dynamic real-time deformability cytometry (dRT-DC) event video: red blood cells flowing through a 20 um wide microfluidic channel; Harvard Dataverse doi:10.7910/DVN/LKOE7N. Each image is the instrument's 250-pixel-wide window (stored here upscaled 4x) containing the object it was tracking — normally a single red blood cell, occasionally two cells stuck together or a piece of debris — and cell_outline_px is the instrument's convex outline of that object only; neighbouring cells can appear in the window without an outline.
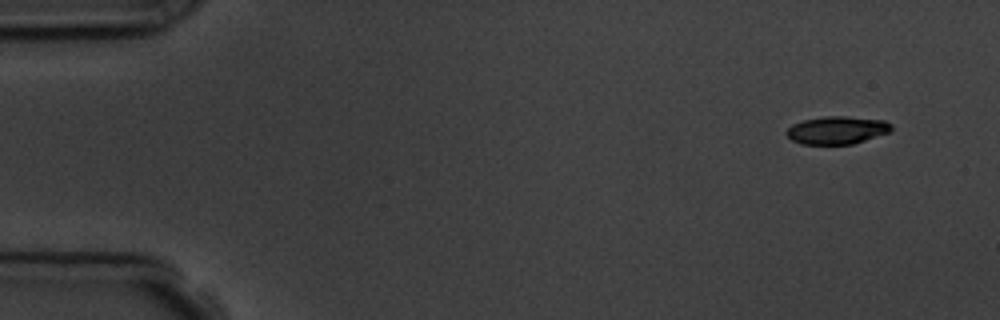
{"species": "common noctule bat (a hibernating species)", "species_latin": "Nyctalus noctula", "temperature_condition": "room temperature", "stored_images_in_passage": 5, "camera_frame_rate_fps": 3000, "um_per_image_px": 0.085, "animal": {"sex": "male", "body_mass_g": 19.5, "forearm_length_mm": 54.6}, "frame": {"image": 1, "passage_image": 1, "time_ms": 0.0, "image_size_px": [1000, 320], "cell_outline_px": [[892, 132], [852, 144], [800, 144], [792, 140], [784, 132], [792, 124], [804, 120], [824, 116], [848, 116], [884, 120], [892, 124]], "centroid_in_image_um": [71.16, 11.06], "position_along_channel_um": 13.8, "area_um2": 17.17}}
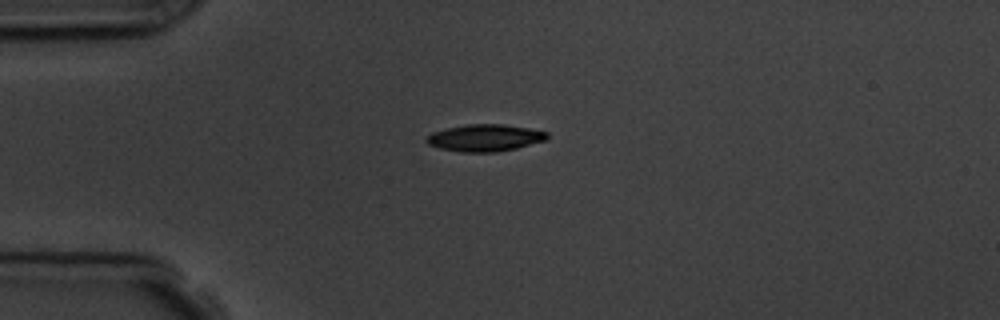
{"frame": {"image": 2, "passage_image": 4, "time_ms": 3.333, "image_size_px": [1000, 320], "cell_outline_px": [[548, 136], [544, 140], [516, 148], [496, 152], [460, 152], [440, 148], [428, 144], [424, 140], [432, 132], [444, 128], [468, 124], [504, 124], [528, 128], [548, 132]], "centroid_in_image_um": [41.17, 11.71], "position_along_channel_um": 43.8, "area_um2": 18.9}}